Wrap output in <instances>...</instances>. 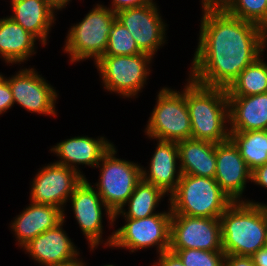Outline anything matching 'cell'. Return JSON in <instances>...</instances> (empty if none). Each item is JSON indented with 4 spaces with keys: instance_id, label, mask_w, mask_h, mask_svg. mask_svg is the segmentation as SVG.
<instances>
[{
    "instance_id": "cell-38",
    "label": "cell",
    "mask_w": 267,
    "mask_h": 266,
    "mask_svg": "<svg viewBox=\"0 0 267 266\" xmlns=\"http://www.w3.org/2000/svg\"><path fill=\"white\" fill-rule=\"evenodd\" d=\"M48 5L54 10H61L66 7L71 0H45Z\"/></svg>"
},
{
    "instance_id": "cell-21",
    "label": "cell",
    "mask_w": 267,
    "mask_h": 266,
    "mask_svg": "<svg viewBox=\"0 0 267 266\" xmlns=\"http://www.w3.org/2000/svg\"><path fill=\"white\" fill-rule=\"evenodd\" d=\"M181 174L214 178L216 174V144L189 138L177 142Z\"/></svg>"
},
{
    "instance_id": "cell-28",
    "label": "cell",
    "mask_w": 267,
    "mask_h": 266,
    "mask_svg": "<svg viewBox=\"0 0 267 266\" xmlns=\"http://www.w3.org/2000/svg\"><path fill=\"white\" fill-rule=\"evenodd\" d=\"M143 53L127 28L117 19L114 20L104 55H137Z\"/></svg>"
},
{
    "instance_id": "cell-1",
    "label": "cell",
    "mask_w": 267,
    "mask_h": 266,
    "mask_svg": "<svg viewBox=\"0 0 267 266\" xmlns=\"http://www.w3.org/2000/svg\"><path fill=\"white\" fill-rule=\"evenodd\" d=\"M202 11L199 42L189 77L204 86L227 89L261 56L263 28L225 10Z\"/></svg>"
},
{
    "instance_id": "cell-32",
    "label": "cell",
    "mask_w": 267,
    "mask_h": 266,
    "mask_svg": "<svg viewBox=\"0 0 267 266\" xmlns=\"http://www.w3.org/2000/svg\"><path fill=\"white\" fill-rule=\"evenodd\" d=\"M155 263L153 266H185L180 258L170 250L159 254L158 262Z\"/></svg>"
},
{
    "instance_id": "cell-10",
    "label": "cell",
    "mask_w": 267,
    "mask_h": 266,
    "mask_svg": "<svg viewBox=\"0 0 267 266\" xmlns=\"http://www.w3.org/2000/svg\"><path fill=\"white\" fill-rule=\"evenodd\" d=\"M170 249L223 251L220 218L172 215Z\"/></svg>"
},
{
    "instance_id": "cell-35",
    "label": "cell",
    "mask_w": 267,
    "mask_h": 266,
    "mask_svg": "<svg viewBox=\"0 0 267 266\" xmlns=\"http://www.w3.org/2000/svg\"><path fill=\"white\" fill-rule=\"evenodd\" d=\"M233 0H202V9L225 10Z\"/></svg>"
},
{
    "instance_id": "cell-39",
    "label": "cell",
    "mask_w": 267,
    "mask_h": 266,
    "mask_svg": "<svg viewBox=\"0 0 267 266\" xmlns=\"http://www.w3.org/2000/svg\"><path fill=\"white\" fill-rule=\"evenodd\" d=\"M266 46H267V27L263 28L261 33V55H263V51Z\"/></svg>"
},
{
    "instance_id": "cell-7",
    "label": "cell",
    "mask_w": 267,
    "mask_h": 266,
    "mask_svg": "<svg viewBox=\"0 0 267 266\" xmlns=\"http://www.w3.org/2000/svg\"><path fill=\"white\" fill-rule=\"evenodd\" d=\"M114 146L112 145L96 166L101 172L99 182L95 184L96 191L113 214L125 207L136 184L142 179V166L115 157L117 151Z\"/></svg>"
},
{
    "instance_id": "cell-8",
    "label": "cell",
    "mask_w": 267,
    "mask_h": 266,
    "mask_svg": "<svg viewBox=\"0 0 267 266\" xmlns=\"http://www.w3.org/2000/svg\"><path fill=\"white\" fill-rule=\"evenodd\" d=\"M172 211L159 212L152 216L140 219L124 218L126 223L114 231L105 247L126 248L131 252L154 247L158 254L170 249Z\"/></svg>"
},
{
    "instance_id": "cell-14",
    "label": "cell",
    "mask_w": 267,
    "mask_h": 266,
    "mask_svg": "<svg viewBox=\"0 0 267 266\" xmlns=\"http://www.w3.org/2000/svg\"><path fill=\"white\" fill-rule=\"evenodd\" d=\"M14 103L29 112L43 115H57L55 103L58 98L56 90L48 84L33 68H23L11 78H6Z\"/></svg>"
},
{
    "instance_id": "cell-4",
    "label": "cell",
    "mask_w": 267,
    "mask_h": 266,
    "mask_svg": "<svg viewBox=\"0 0 267 266\" xmlns=\"http://www.w3.org/2000/svg\"><path fill=\"white\" fill-rule=\"evenodd\" d=\"M172 215L220 218L233 201L214 178L181 174L176 190L169 196Z\"/></svg>"
},
{
    "instance_id": "cell-30",
    "label": "cell",
    "mask_w": 267,
    "mask_h": 266,
    "mask_svg": "<svg viewBox=\"0 0 267 266\" xmlns=\"http://www.w3.org/2000/svg\"><path fill=\"white\" fill-rule=\"evenodd\" d=\"M14 105L9 83L3 75L0 76V114L7 112Z\"/></svg>"
},
{
    "instance_id": "cell-13",
    "label": "cell",
    "mask_w": 267,
    "mask_h": 266,
    "mask_svg": "<svg viewBox=\"0 0 267 266\" xmlns=\"http://www.w3.org/2000/svg\"><path fill=\"white\" fill-rule=\"evenodd\" d=\"M94 188L95 187L84 178L69 197L75 219L92 250L98 247L100 243H103L101 239L103 234L102 211L104 209L110 221V225L113 226L114 224V214L105 205L99 193L96 191V188Z\"/></svg>"
},
{
    "instance_id": "cell-17",
    "label": "cell",
    "mask_w": 267,
    "mask_h": 266,
    "mask_svg": "<svg viewBox=\"0 0 267 266\" xmlns=\"http://www.w3.org/2000/svg\"><path fill=\"white\" fill-rule=\"evenodd\" d=\"M105 139L104 137L97 139L87 136L73 137L57 143L50 151L61 158L56 163L74 169L81 174L79 168H76L77 164H85L95 168L103 155L112 147L113 143Z\"/></svg>"
},
{
    "instance_id": "cell-9",
    "label": "cell",
    "mask_w": 267,
    "mask_h": 266,
    "mask_svg": "<svg viewBox=\"0 0 267 266\" xmlns=\"http://www.w3.org/2000/svg\"><path fill=\"white\" fill-rule=\"evenodd\" d=\"M152 56L147 53L137 55H103L95 64L106 90L123 97L136 96L146 84L150 74Z\"/></svg>"
},
{
    "instance_id": "cell-31",
    "label": "cell",
    "mask_w": 267,
    "mask_h": 266,
    "mask_svg": "<svg viewBox=\"0 0 267 266\" xmlns=\"http://www.w3.org/2000/svg\"><path fill=\"white\" fill-rule=\"evenodd\" d=\"M153 3V0H113L110 9L117 13L120 10Z\"/></svg>"
},
{
    "instance_id": "cell-16",
    "label": "cell",
    "mask_w": 267,
    "mask_h": 266,
    "mask_svg": "<svg viewBox=\"0 0 267 266\" xmlns=\"http://www.w3.org/2000/svg\"><path fill=\"white\" fill-rule=\"evenodd\" d=\"M64 219L55 227L39 234L23 249L42 266L64 262L76 257L79 251L63 231Z\"/></svg>"
},
{
    "instance_id": "cell-19",
    "label": "cell",
    "mask_w": 267,
    "mask_h": 266,
    "mask_svg": "<svg viewBox=\"0 0 267 266\" xmlns=\"http://www.w3.org/2000/svg\"><path fill=\"white\" fill-rule=\"evenodd\" d=\"M64 213L53 205L31 202L20 215L15 217L10 226L15 233L19 247L23 248L39 234L59 224L65 219Z\"/></svg>"
},
{
    "instance_id": "cell-18",
    "label": "cell",
    "mask_w": 267,
    "mask_h": 266,
    "mask_svg": "<svg viewBox=\"0 0 267 266\" xmlns=\"http://www.w3.org/2000/svg\"><path fill=\"white\" fill-rule=\"evenodd\" d=\"M157 142L149 169L142 167V179L171 195L176 190L181 177L180 169H176L178 164L176 161L179 160L178 145L177 142L160 140Z\"/></svg>"
},
{
    "instance_id": "cell-2",
    "label": "cell",
    "mask_w": 267,
    "mask_h": 266,
    "mask_svg": "<svg viewBox=\"0 0 267 266\" xmlns=\"http://www.w3.org/2000/svg\"><path fill=\"white\" fill-rule=\"evenodd\" d=\"M222 249L226 255L252 256L267 243V205L244 199L220 216Z\"/></svg>"
},
{
    "instance_id": "cell-5",
    "label": "cell",
    "mask_w": 267,
    "mask_h": 266,
    "mask_svg": "<svg viewBox=\"0 0 267 266\" xmlns=\"http://www.w3.org/2000/svg\"><path fill=\"white\" fill-rule=\"evenodd\" d=\"M116 13L109 7L97 4L83 20L71 26L64 51L71 63L94 58L96 63L104 54Z\"/></svg>"
},
{
    "instance_id": "cell-34",
    "label": "cell",
    "mask_w": 267,
    "mask_h": 266,
    "mask_svg": "<svg viewBox=\"0 0 267 266\" xmlns=\"http://www.w3.org/2000/svg\"><path fill=\"white\" fill-rule=\"evenodd\" d=\"M267 189V163L252 171V181Z\"/></svg>"
},
{
    "instance_id": "cell-25",
    "label": "cell",
    "mask_w": 267,
    "mask_h": 266,
    "mask_svg": "<svg viewBox=\"0 0 267 266\" xmlns=\"http://www.w3.org/2000/svg\"><path fill=\"white\" fill-rule=\"evenodd\" d=\"M229 132V138L251 171L267 163V130Z\"/></svg>"
},
{
    "instance_id": "cell-20",
    "label": "cell",
    "mask_w": 267,
    "mask_h": 266,
    "mask_svg": "<svg viewBox=\"0 0 267 266\" xmlns=\"http://www.w3.org/2000/svg\"><path fill=\"white\" fill-rule=\"evenodd\" d=\"M229 131L267 130V92L228 96Z\"/></svg>"
},
{
    "instance_id": "cell-15",
    "label": "cell",
    "mask_w": 267,
    "mask_h": 266,
    "mask_svg": "<svg viewBox=\"0 0 267 266\" xmlns=\"http://www.w3.org/2000/svg\"><path fill=\"white\" fill-rule=\"evenodd\" d=\"M214 179L233 202H243L242 194L247 181H252V171L230 138L216 144Z\"/></svg>"
},
{
    "instance_id": "cell-23",
    "label": "cell",
    "mask_w": 267,
    "mask_h": 266,
    "mask_svg": "<svg viewBox=\"0 0 267 266\" xmlns=\"http://www.w3.org/2000/svg\"><path fill=\"white\" fill-rule=\"evenodd\" d=\"M37 38L12 18L0 19V56L5 63L21 64L35 54Z\"/></svg>"
},
{
    "instance_id": "cell-24",
    "label": "cell",
    "mask_w": 267,
    "mask_h": 266,
    "mask_svg": "<svg viewBox=\"0 0 267 266\" xmlns=\"http://www.w3.org/2000/svg\"><path fill=\"white\" fill-rule=\"evenodd\" d=\"M164 195L166 193L161 188L141 179L125 204L128 206V211L122 208L114 214V221L119 215H123L124 218L140 219L157 214L155 209Z\"/></svg>"
},
{
    "instance_id": "cell-37",
    "label": "cell",
    "mask_w": 267,
    "mask_h": 266,
    "mask_svg": "<svg viewBox=\"0 0 267 266\" xmlns=\"http://www.w3.org/2000/svg\"><path fill=\"white\" fill-rule=\"evenodd\" d=\"M78 256H79V254L70 260L60 262V263L51 264V265H47V266H86L85 262H83L82 260L80 261L79 258L77 259Z\"/></svg>"
},
{
    "instance_id": "cell-33",
    "label": "cell",
    "mask_w": 267,
    "mask_h": 266,
    "mask_svg": "<svg viewBox=\"0 0 267 266\" xmlns=\"http://www.w3.org/2000/svg\"><path fill=\"white\" fill-rule=\"evenodd\" d=\"M224 266H255L251 256L226 255Z\"/></svg>"
},
{
    "instance_id": "cell-12",
    "label": "cell",
    "mask_w": 267,
    "mask_h": 266,
    "mask_svg": "<svg viewBox=\"0 0 267 266\" xmlns=\"http://www.w3.org/2000/svg\"><path fill=\"white\" fill-rule=\"evenodd\" d=\"M158 11L155 2H153L123 9L116 13V19L131 33L138 48L152 57L166 41L167 25L162 21Z\"/></svg>"
},
{
    "instance_id": "cell-3",
    "label": "cell",
    "mask_w": 267,
    "mask_h": 266,
    "mask_svg": "<svg viewBox=\"0 0 267 266\" xmlns=\"http://www.w3.org/2000/svg\"><path fill=\"white\" fill-rule=\"evenodd\" d=\"M185 98L191 121V138L221 143L229 139V102L227 89L198 84L190 77Z\"/></svg>"
},
{
    "instance_id": "cell-36",
    "label": "cell",
    "mask_w": 267,
    "mask_h": 266,
    "mask_svg": "<svg viewBox=\"0 0 267 266\" xmlns=\"http://www.w3.org/2000/svg\"><path fill=\"white\" fill-rule=\"evenodd\" d=\"M251 258L255 266H267V247L259 249Z\"/></svg>"
},
{
    "instance_id": "cell-22",
    "label": "cell",
    "mask_w": 267,
    "mask_h": 266,
    "mask_svg": "<svg viewBox=\"0 0 267 266\" xmlns=\"http://www.w3.org/2000/svg\"><path fill=\"white\" fill-rule=\"evenodd\" d=\"M11 5L14 14L9 17L45 46L56 12L45 0H11Z\"/></svg>"
},
{
    "instance_id": "cell-26",
    "label": "cell",
    "mask_w": 267,
    "mask_h": 266,
    "mask_svg": "<svg viewBox=\"0 0 267 266\" xmlns=\"http://www.w3.org/2000/svg\"><path fill=\"white\" fill-rule=\"evenodd\" d=\"M259 56L227 88V96H251L267 92V63Z\"/></svg>"
},
{
    "instance_id": "cell-11",
    "label": "cell",
    "mask_w": 267,
    "mask_h": 266,
    "mask_svg": "<svg viewBox=\"0 0 267 266\" xmlns=\"http://www.w3.org/2000/svg\"><path fill=\"white\" fill-rule=\"evenodd\" d=\"M85 175L53 162L44 166L33 179L30 200L33 203L53 205L64 212V206Z\"/></svg>"
},
{
    "instance_id": "cell-27",
    "label": "cell",
    "mask_w": 267,
    "mask_h": 266,
    "mask_svg": "<svg viewBox=\"0 0 267 266\" xmlns=\"http://www.w3.org/2000/svg\"><path fill=\"white\" fill-rule=\"evenodd\" d=\"M225 11L261 28L267 27V0H233Z\"/></svg>"
},
{
    "instance_id": "cell-29",
    "label": "cell",
    "mask_w": 267,
    "mask_h": 266,
    "mask_svg": "<svg viewBox=\"0 0 267 266\" xmlns=\"http://www.w3.org/2000/svg\"><path fill=\"white\" fill-rule=\"evenodd\" d=\"M185 266H224L226 254L223 251L200 249H169Z\"/></svg>"
},
{
    "instance_id": "cell-6",
    "label": "cell",
    "mask_w": 267,
    "mask_h": 266,
    "mask_svg": "<svg viewBox=\"0 0 267 266\" xmlns=\"http://www.w3.org/2000/svg\"><path fill=\"white\" fill-rule=\"evenodd\" d=\"M156 101L145 135L170 142L191 138V121L185 98V87L182 92L163 87Z\"/></svg>"
}]
</instances>
